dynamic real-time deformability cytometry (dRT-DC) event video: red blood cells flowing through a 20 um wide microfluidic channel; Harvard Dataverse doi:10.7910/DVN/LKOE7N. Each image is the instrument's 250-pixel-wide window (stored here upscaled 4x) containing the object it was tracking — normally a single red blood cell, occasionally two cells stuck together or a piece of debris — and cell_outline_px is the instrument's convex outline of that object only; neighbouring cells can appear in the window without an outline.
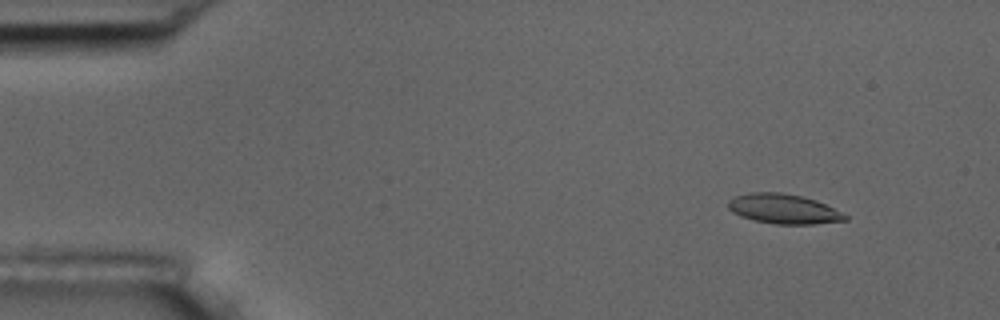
{"species": "common noctule bat (a hibernating species)", "species_latin": "Nyctalus noctula", "temperature_condition": "room temperature", "stored_images_in_passage": 51, "camera_frame_rate_fps": 3000, "um_per_image_px": 0.085, "animal": {"sex": "male", "body_mass_g": 17.5, "forearm_length_mm": 52.3}, "frame": {"image": 1, "passage_image": 3, "time_ms": 0.667, "image_size_px": [1000, 320], "cell_outline_px": [[848, 220], [812, 224], [776, 224], [756, 220], [740, 216], [732, 212], [728, 208], [728, 200], [736, 196], [748, 192], [780, 192], [800, 196], [816, 200], [848, 216]], "centroid_in_image_um": [66.57, 17.75], "position_along_channel_um": 18.4, "area_um2": 20.06}}
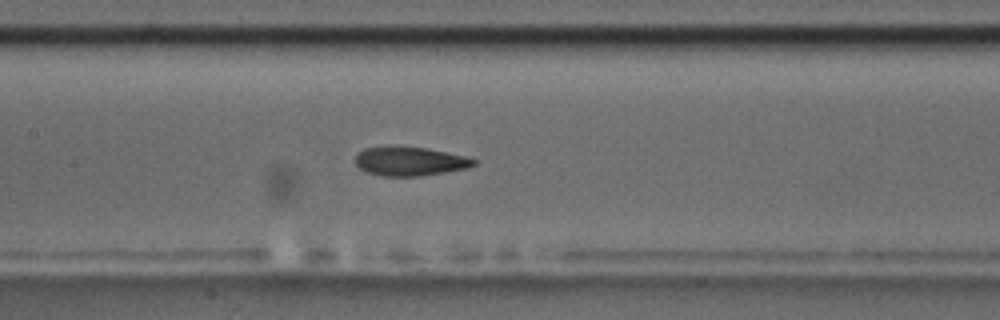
{"frame": {"image": 2, "passage_image": 23, "time_ms": 7.333, "image_size_px": [1000, 320], "cell_outline_px": [[476, 164], [468, 168], [420, 176], [384, 176], [368, 172], [360, 168], [356, 164], [356, 152], [364, 148], [384, 144], [392, 144], [424, 148], [464, 156], [476, 160]], "centroid_in_image_um": [34.76, 13.67], "position_along_channel_um": 172.6, "area_um2": 20.29}}
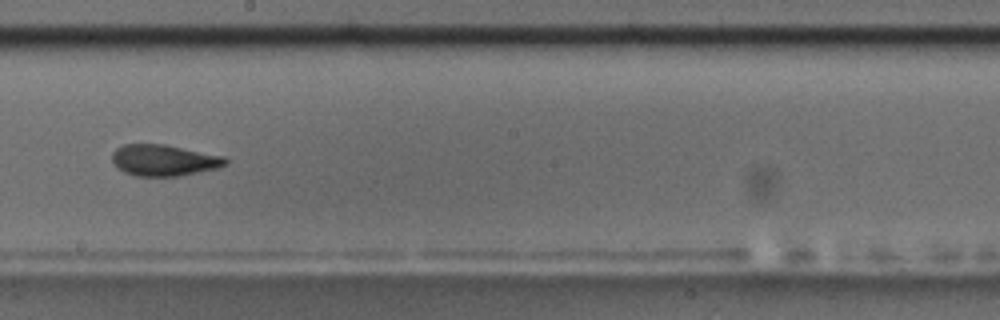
{"frame": {"image": 3, "passage_image": 28, "time_ms": 9.0, "image_size_px": [1000, 320], "cell_outline_px": [[228, 164], [216, 168], [180, 176], [136, 176], [124, 172], [112, 160], [112, 152], [116, 148], [124, 144], [164, 144], [224, 156], [228, 160]], "centroid_in_image_um": [13.94, 13.62], "position_along_channel_um": 234.3, "area_um2": 20.58}, "authors_computed_cell_mechanics": {"area_um2": 20.3456, "velocity_mm_per_s": 3.7247, "shape_relaxation_time_tau1_ms": 4.3915, "shape_relaxation_time_tau2_ms": 1.8288, "deformation_change_tau1": 0.1649, "deformation_change_tau2": 0.095}}